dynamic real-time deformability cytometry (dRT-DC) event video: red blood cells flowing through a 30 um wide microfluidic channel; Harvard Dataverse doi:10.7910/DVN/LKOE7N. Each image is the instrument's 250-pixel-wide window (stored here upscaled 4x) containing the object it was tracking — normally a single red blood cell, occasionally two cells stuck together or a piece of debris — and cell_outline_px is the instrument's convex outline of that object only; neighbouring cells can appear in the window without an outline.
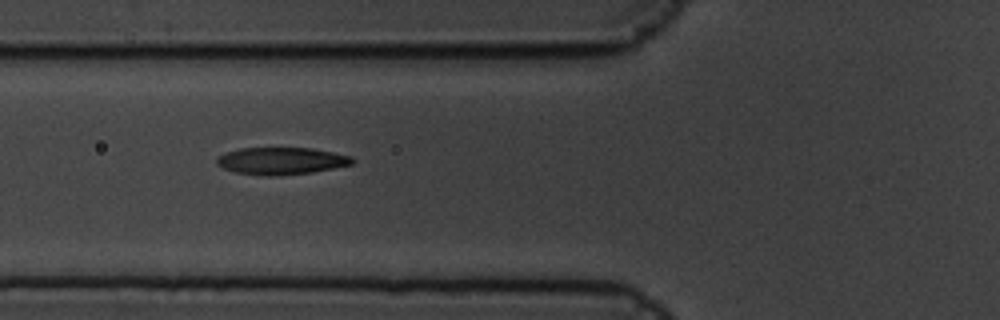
{"species": "common noctule bat (a hibernating species)", "species_latin": "Nyctalus noctula", "temperature_condition": "cold", "stored_images_in_passage": 4, "camera_frame_rate_fps": 3000, "um_per_image_px": 0.085, "animal": {"sex": "male", "body_mass_g": 19.5, "forearm_length_mm": 54.6}, "frame": {"image": 1, "passage_image": 3, "time_ms": 0.667, "image_size_px": [1000, 320], "cell_outline_px": [[356, 160], [352, 164], [312, 172], [272, 176], [268, 176], [236, 172], [224, 168], [216, 164], [216, 160], [220, 156], [228, 152], [240, 148], [312, 148], [352, 156]], "centroid_in_image_um": [23.94, 13.67], "position_along_channel_um": 101.9, "area_um2": 21.21}}
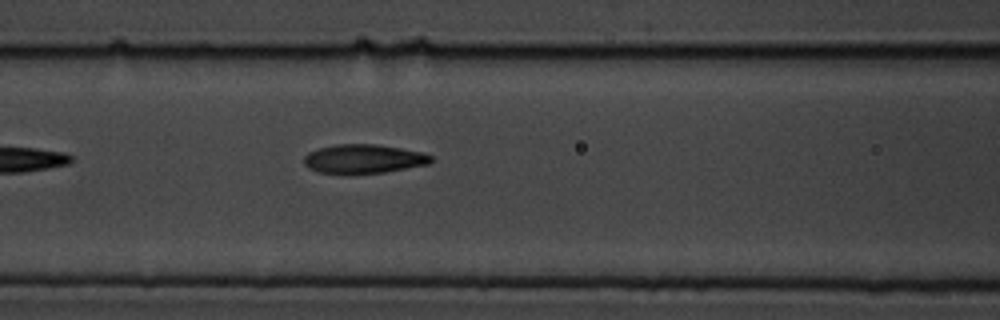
{"frame": {"image": 2, "passage_image": 4, "time_ms": 1.0, "image_size_px": [1000, 320], "cell_outline_px": [[432, 160], [428, 164], [384, 172], [340, 176], [320, 172], [308, 168], [304, 164], [304, 156], [308, 152], [320, 148], [336, 144], [376, 144], [424, 152], [432, 156]], "centroid_in_image_um": [30.86, 13.53], "position_along_channel_um": 135.7, "area_um2": 21.91}}